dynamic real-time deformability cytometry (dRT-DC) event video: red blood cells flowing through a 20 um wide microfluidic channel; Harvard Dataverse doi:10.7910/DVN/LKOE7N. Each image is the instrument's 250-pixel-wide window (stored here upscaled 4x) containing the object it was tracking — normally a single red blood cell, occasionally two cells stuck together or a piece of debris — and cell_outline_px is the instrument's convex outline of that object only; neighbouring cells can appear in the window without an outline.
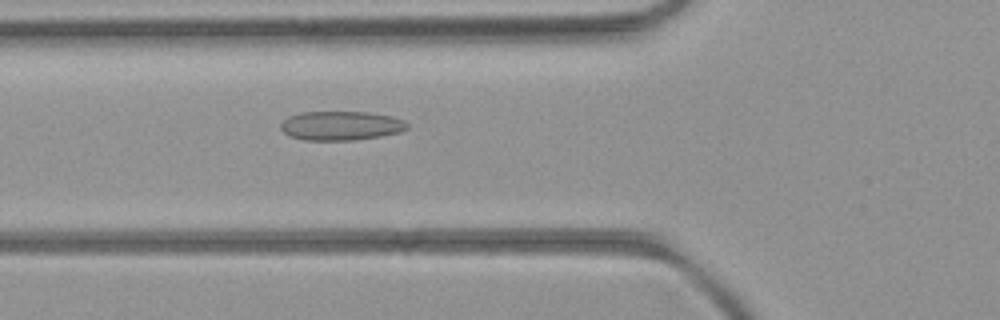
{"species": "common noctule bat (a hibernating species)", "species_latin": "Nyctalus noctula", "temperature_condition": "room temperature", "stored_images_in_passage": 33, "camera_frame_rate_fps": 3000, "um_per_image_px": 0.085, "animal": {"sex": "female", "body_mass_g": 21.9}, "frame": {"image": 1, "passage_image": 4, "time_ms": 1.0, "image_size_px": [1000, 320], "cell_outline_px": [[408, 128], [400, 132], [380, 136], [356, 140], [304, 140], [288, 136], [280, 128], [280, 124], [288, 116], [300, 112], [372, 112], [392, 116], [404, 120], [408, 124]], "centroid_in_image_um": [28.98, 10.68], "position_along_channel_um": 96.8, "area_um2": 21.68}}
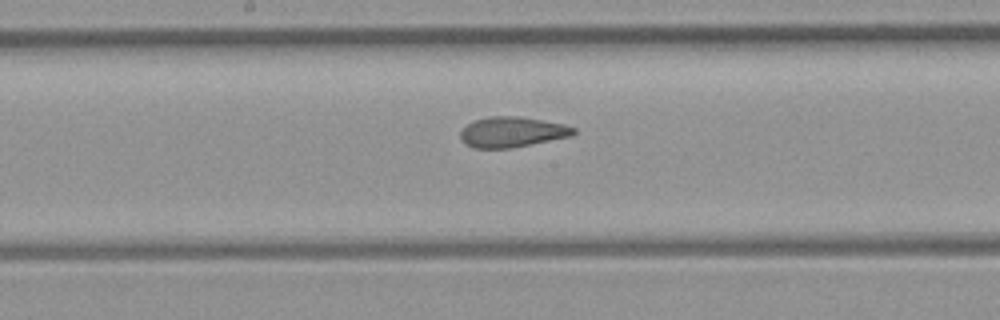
{"frame": {"image": 2, "passage_image": 12, "time_ms": 3.667, "image_size_px": [1000, 320], "cell_outline_px": [[576, 132], [572, 136], [512, 148], [472, 148], [464, 144], [460, 140], [460, 132], [468, 124], [476, 120], [488, 116], [520, 116], [564, 124], [576, 128]], "centroid_in_image_um": [43.52, 11.23], "position_along_channel_um": 204.7, "area_um2": 20.17}}
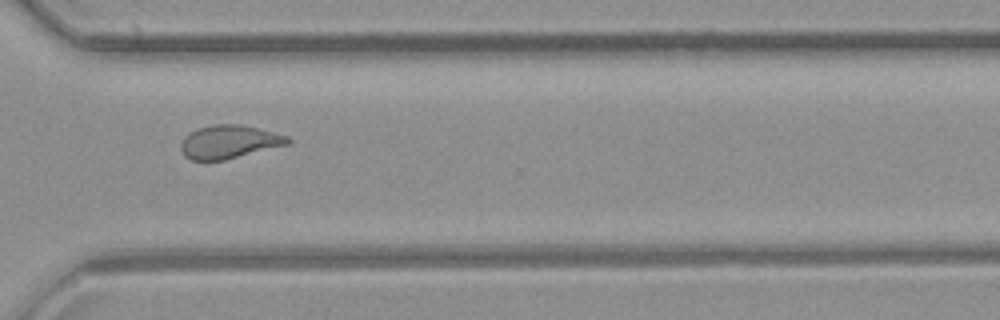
{"frame": {"image": 3, "passage_image": 23, "time_ms": 7.333, "image_size_px": [1000, 320], "cell_outline_px": [[292, 140], [288, 144], [224, 160], [192, 160], [184, 156], [180, 148], [180, 144], [184, 136], [196, 128], [212, 124], [240, 124], [288, 136]], "centroid_in_image_um": [19.43, 12.05], "position_along_channel_um": 351.2, "area_um2": 20.69}, "authors_computed_cell_mechanics": {"area_um2": 20.5768, "velocity_mm_per_s": 4.0075, "shape_relaxation_time_tau1_ms": null, "shape_relaxation_time_tau2_ms": 1.7112, "deformation_change_tau1": null, "deformation_change_tau2": 0.0699}}